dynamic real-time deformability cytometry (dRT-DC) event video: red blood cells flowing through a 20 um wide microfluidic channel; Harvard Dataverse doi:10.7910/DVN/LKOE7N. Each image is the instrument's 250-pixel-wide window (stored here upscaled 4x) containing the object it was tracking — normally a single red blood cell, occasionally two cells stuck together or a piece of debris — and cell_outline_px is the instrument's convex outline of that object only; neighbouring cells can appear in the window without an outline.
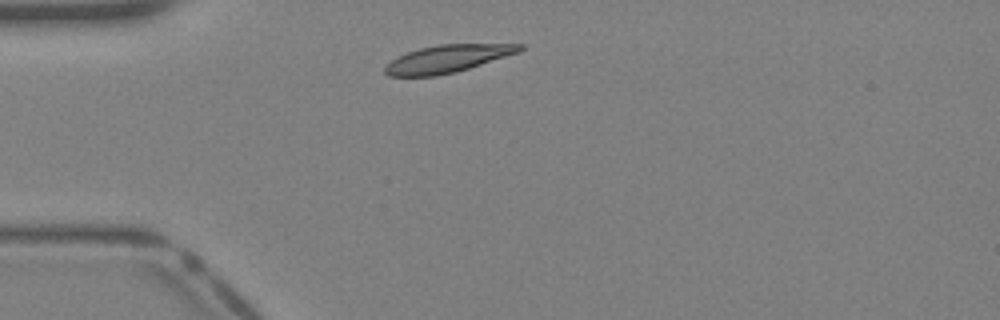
{"species": "Egyptian fruit bat (a non-hibernating species)", "species_latin": "Rousettus aegyptiacus", "temperature_condition": "warm", "stored_images_in_passage": 30, "camera_frame_rate_fps": 3000, "um_per_image_px": 0.085, "animal": {"sex": "female"}, "frame": {"image": 1, "passage_image": 1, "time_ms": 0.0, "image_size_px": [1000, 320], "cell_outline_px": [[524, 48], [520, 52], [456, 72], [436, 76], [388, 76], [384, 72], [384, 68], [396, 56], [420, 48], [436, 44], [524, 44]], "centroid_in_image_um": [38.04, 4.99], "position_along_channel_um": 47.0, "area_um2": 21.62}}
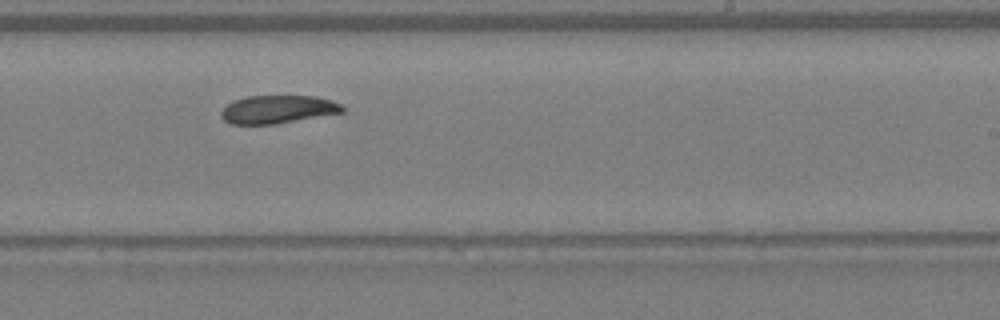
{"frame": {"image": 2, "passage_image": 15, "time_ms": 4.667, "image_size_px": [1000, 320], "cell_outline_px": [[344, 112], [272, 124], [232, 124], [224, 120], [220, 116], [220, 112], [228, 104], [236, 100], [248, 96], [316, 96], [332, 100], [340, 104], [344, 108]], "centroid_in_image_um": [23.61, 9.29], "position_along_channel_um": 265.4, "area_um2": 19.59}}
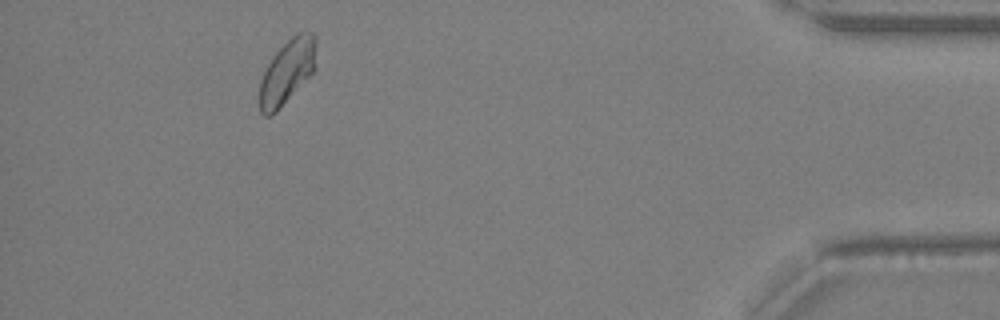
{"frame": {"image": 3, "passage_image": 27, "time_ms": 8.667, "image_size_px": [1000, 320], "cell_outline_px": [[316, 68], [276, 112], [268, 116], [264, 116], [260, 112], [260, 80], [272, 56], [296, 32], [312, 32], [316, 36]], "centroid_in_image_um": [24.43, 6.06], "position_along_channel_um": 410.8, "area_um2": 21.04}}